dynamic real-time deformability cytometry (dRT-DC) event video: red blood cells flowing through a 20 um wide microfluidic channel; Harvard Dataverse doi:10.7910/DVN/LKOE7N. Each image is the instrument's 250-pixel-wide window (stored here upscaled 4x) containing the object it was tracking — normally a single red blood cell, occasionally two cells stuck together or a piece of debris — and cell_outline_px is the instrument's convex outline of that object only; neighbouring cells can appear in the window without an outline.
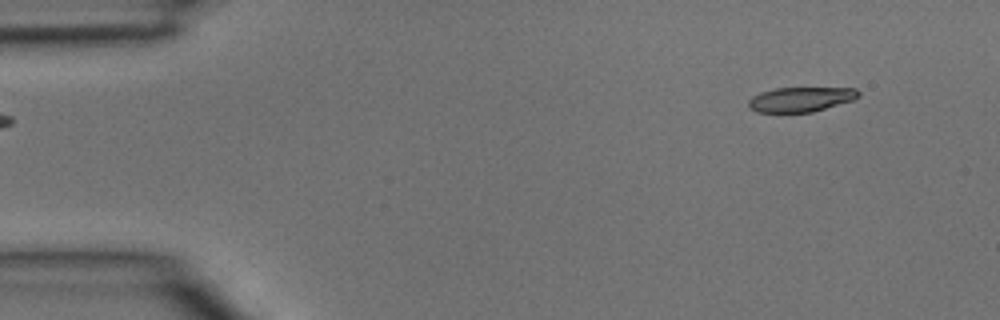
{"species": "common noctule bat (a hibernating species)", "species_latin": "Nyctalus noctula", "temperature_condition": "room temperature", "stored_images_in_passage": 2, "camera_frame_rate_fps": 3000, "um_per_image_px": 0.085, "animal": {"sex": "male", "body_mass_g": 15.6}, "frame": {"image": 1, "passage_image": 2, "time_ms": 0.333, "image_size_px": [1000, 320], "cell_outline_px": [[860, 96], [852, 100], [812, 112], [756, 112], [748, 108], [748, 100], [752, 96], [760, 92], [776, 88], [856, 88], [860, 92]], "centroid_in_image_um": [68.03, 8.44], "position_along_channel_um": 17.0, "area_um2": 15.84}}